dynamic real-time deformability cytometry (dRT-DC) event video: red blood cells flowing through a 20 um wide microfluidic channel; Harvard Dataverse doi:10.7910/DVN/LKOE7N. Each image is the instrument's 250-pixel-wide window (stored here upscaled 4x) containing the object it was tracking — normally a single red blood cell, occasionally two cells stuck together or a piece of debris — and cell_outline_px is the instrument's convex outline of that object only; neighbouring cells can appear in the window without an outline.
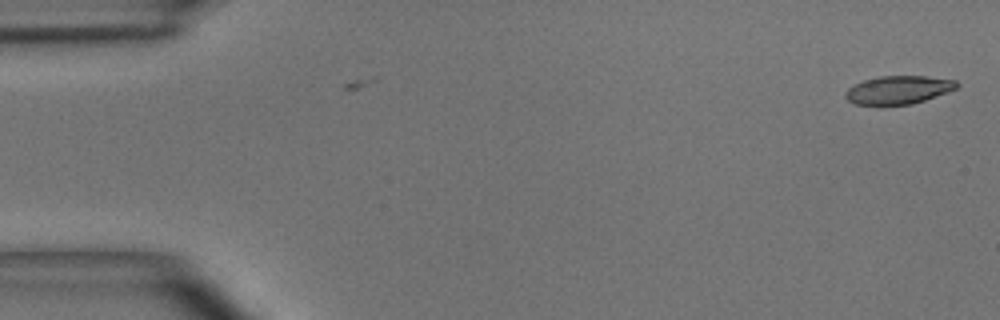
{"species": "common noctule bat (a hibernating species)", "species_latin": "Nyctalus noctula", "temperature_condition": "room temperature", "stored_images_in_passage": 2, "camera_frame_rate_fps": 3000, "um_per_image_px": 0.085, "animal": {"sex": "male", "body_mass_g": 15.6}, "frame": {"image": 1, "passage_image": 1, "time_ms": 0.0, "image_size_px": [1000, 320], "cell_outline_px": [[960, 84], [956, 88], [924, 100], [912, 104], [856, 104], [848, 100], [844, 96], [844, 92], [848, 88], [864, 80], [880, 76], [928, 76], [956, 80]], "centroid_in_image_um": [76.36, 7.62], "position_along_channel_um": 8.6, "area_um2": 18.03}}